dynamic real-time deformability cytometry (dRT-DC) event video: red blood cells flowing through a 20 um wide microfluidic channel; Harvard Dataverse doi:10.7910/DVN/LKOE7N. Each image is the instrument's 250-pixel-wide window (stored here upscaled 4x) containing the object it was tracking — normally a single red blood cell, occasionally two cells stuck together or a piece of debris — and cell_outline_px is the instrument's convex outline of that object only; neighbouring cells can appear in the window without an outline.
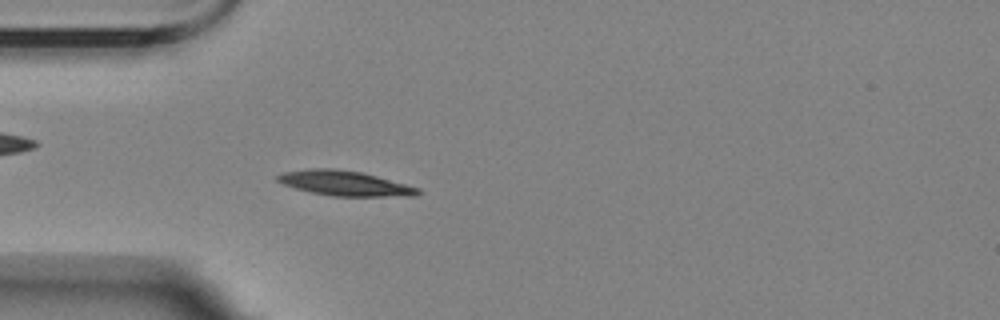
{"species": "Egyptian fruit bat (a non-hibernating species)", "species_latin": "Rousettus aegyptiacus", "temperature_condition": "room temperature", "stored_images_in_passage": 46, "camera_frame_rate_fps": 3000, "um_per_image_px": 0.085, "animal": {"sex": "female"}, "frame": {"image": 1, "passage_image": 5, "time_ms": 1.333, "image_size_px": [1000, 320], "cell_outline_px": [[420, 192], [416, 196], [332, 196], [312, 192], [296, 188], [284, 184], [276, 180], [276, 176], [284, 172], [308, 168], [332, 168], [360, 172], [376, 176], [420, 188]], "centroid_in_image_um": [29.3, 15.57], "position_along_channel_um": 55.7, "area_um2": 20.17}}
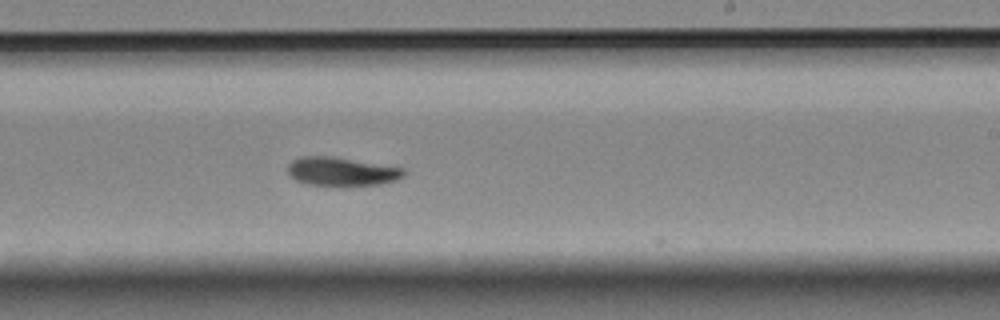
{"frame": {"image": 2, "passage_image": 23, "time_ms": 7.333, "image_size_px": [1000, 320], "cell_outline_px": [[408, 172], [404, 176], [396, 180], [380, 184], [344, 188], [340, 188], [308, 184], [296, 180], [288, 176], [288, 164], [292, 160], [304, 156], [332, 156], [404, 168]], "centroid_in_image_um": [29.05, 14.62], "position_along_channel_um": 260.0, "area_um2": 20.11}}
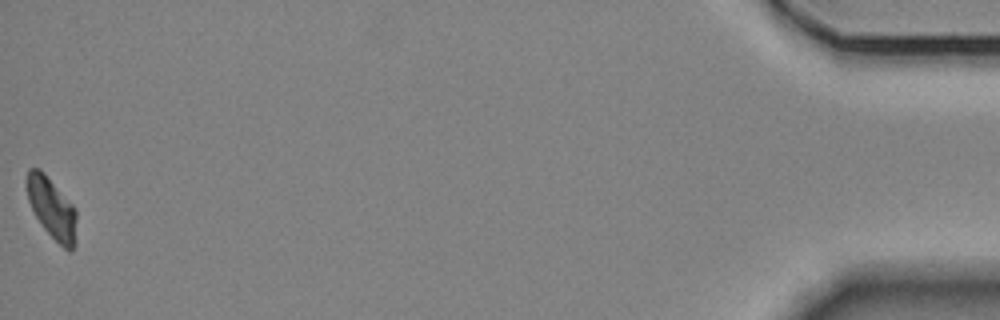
{"frame": {"image": 3, "passage_image": 46, "time_ms": 15.0, "image_size_px": [1000, 320], "cell_outline_px": [[76, 244], [72, 252], [68, 252], [44, 228], [36, 216], [28, 200], [28, 168], [40, 168], [44, 172], [76, 208]], "centroid_in_image_um": [4.46, 17.73], "position_along_channel_um": 430.7, "area_um2": 17.51}, "authors_computed_cell_mechanics": {"area_um2": 19.1029, "velocity_mm_per_s": 3.473, "shape_relaxation_time_tau1_ms": 4.8521, "shape_relaxation_time_tau2_ms": null, "deformation_change_tau1": 0.1616, "deformation_change_tau2": null}}